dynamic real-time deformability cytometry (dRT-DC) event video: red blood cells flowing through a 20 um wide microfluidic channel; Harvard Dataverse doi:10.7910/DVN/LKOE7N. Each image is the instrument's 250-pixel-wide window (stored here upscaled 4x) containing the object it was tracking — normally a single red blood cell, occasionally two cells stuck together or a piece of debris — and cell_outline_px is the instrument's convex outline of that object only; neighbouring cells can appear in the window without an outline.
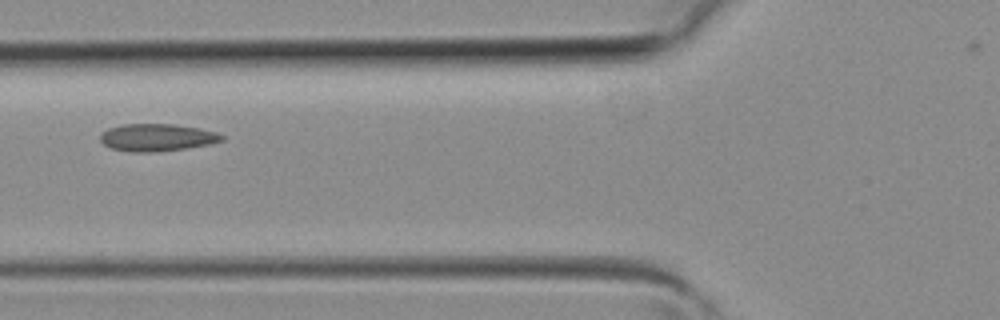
{"species": "common noctule bat (a hibernating species)", "species_latin": "Nyctalus noctula", "temperature_condition": "room temperature", "stored_images_in_passage": 2, "camera_frame_rate_fps": 3000, "um_per_image_px": 0.085, "animal": {"sex": "female", "body_mass_g": 19.3, "forearm_length_mm": 54.1}, "frame": {"image": 1, "passage_image": 2, "time_ms": 0.333, "image_size_px": [1000, 320], "cell_outline_px": [[224, 140], [208, 144], [184, 148], [152, 152], [136, 152], [112, 148], [104, 144], [100, 140], [100, 132], [108, 128], [124, 124], [172, 124], [200, 128], [216, 132], [224, 136]], "centroid_in_image_um": [13.32, 11.67], "position_along_channel_um": 112.5, "area_um2": 19.19}}